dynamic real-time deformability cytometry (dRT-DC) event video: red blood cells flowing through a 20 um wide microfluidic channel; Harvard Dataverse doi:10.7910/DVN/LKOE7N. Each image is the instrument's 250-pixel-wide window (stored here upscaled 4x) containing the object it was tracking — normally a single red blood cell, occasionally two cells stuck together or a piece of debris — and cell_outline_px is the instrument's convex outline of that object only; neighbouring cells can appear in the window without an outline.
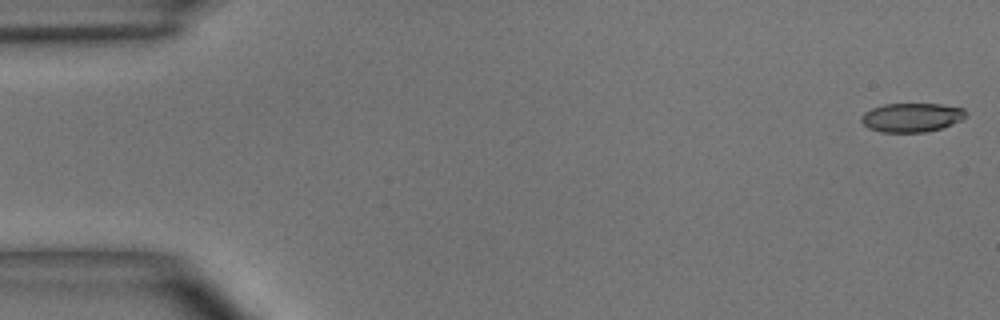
{"species": "common noctule bat (a hibernating species)", "species_latin": "Nyctalus noctula", "temperature_condition": "room temperature", "stored_images_in_passage": 5, "camera_frame_rate_fps": 3000, "um_per_image_px": 0.085, "animal": {"sex": "male", "body_mass_g": 15.6}, "frame": {"image": 1, "passage_image": 1, "time_ms": 0.0, "image_size_px": [1000, 320], "cell_outline_px": [[968, 116], [960, 120], [940, 128], [924, 132], [880, 132], [868, 128], [860, 120], [860, 116], [864, 112], [872, 108], [884, 104], [940, 104], [964, 108]], "centroid_in_image_um": [77.46, 9.98], "position_along_channel_um": 7.5, "area_um2": 17.63}}
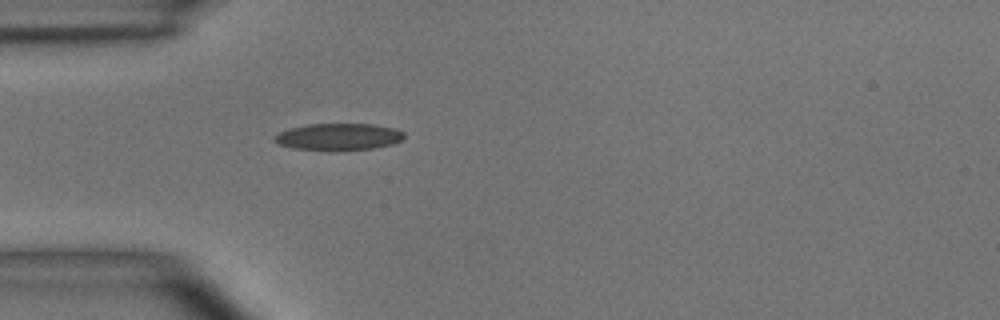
{"frame": {"image": 2, "passage_image": 5, "time_ms": 4.667, "image_size_px": [1000, 320], "cell_outline_px": [[404, 140], [392, 144], [376, 148], [292, 148], [280, 144], [272, 140], [272, 136], [288, 128], [308, 124], [372, 124], [396, 128], [404, 132]], "centroid_in_image_um": [28.8, 11.58], "position_along_channel_um": 56.2, "area_um2": 19.71}}